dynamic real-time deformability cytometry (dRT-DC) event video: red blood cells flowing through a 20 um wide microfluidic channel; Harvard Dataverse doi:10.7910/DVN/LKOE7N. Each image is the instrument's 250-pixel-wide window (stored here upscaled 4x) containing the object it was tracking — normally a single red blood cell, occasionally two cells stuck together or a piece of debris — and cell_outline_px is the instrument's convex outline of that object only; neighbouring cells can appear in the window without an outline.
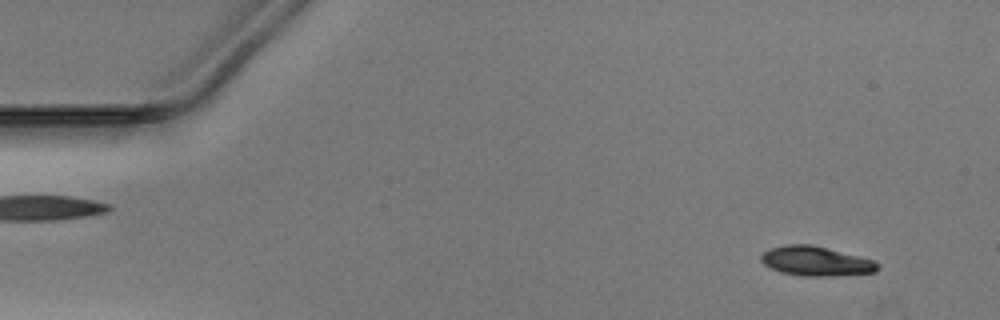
{"species": "Egyptian fruit bat (a non-hibernating species)", "species_latin": "Rousettus aegyptiacus", "temperature_condition": "warm", "stored_images_in_passage": 16, "camera_frame_rate_fps": 3000, "um_per_image_px": 0.085, "animal": {"sex": "male"}, "frame": {"image": 1, "passage_image": 4, "time_ms": 1.0, "image_size_px": [1000, 320], "cell_outline_px": [[880, 268], [876, 272], [828, 276], [804, 276], [780, 272], [764, 264], [760, 260], [760, 256], [768, 248], [784, 244], [812, 244], [876, 260], [880, 264]], "centroid_in_image_um": [69.37, 22.18], "position_along_channel_um": 15.6, "area_um2": 20.29}}
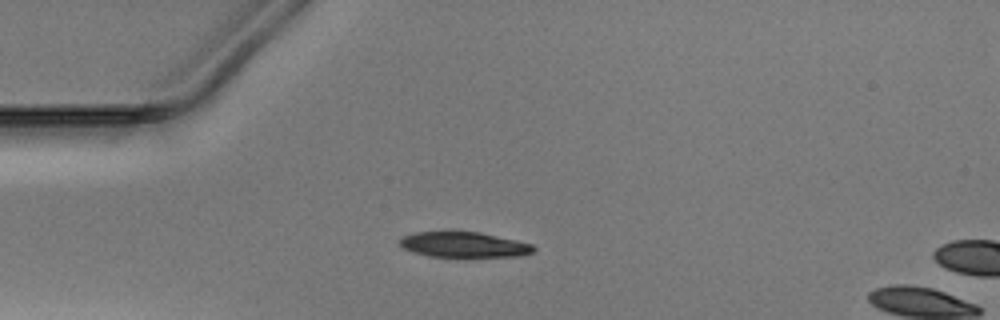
{"frame": {"image": 2, "passage_image": 13, "time_ms": 4.0, "image_size_px": [1000, 320], "cell_outline_px": [[536, 248], [532, 252], [520, 256], [428, 256], [412, 252], [404, 248], [396, 240], [400, 236], [412, 232], [480, 232], [516, 240], [532, 244]], "centroid_in_image_um": [39.36, 20.78], "position_along_channel_um": 45.6, "area_um2": 19.71}}